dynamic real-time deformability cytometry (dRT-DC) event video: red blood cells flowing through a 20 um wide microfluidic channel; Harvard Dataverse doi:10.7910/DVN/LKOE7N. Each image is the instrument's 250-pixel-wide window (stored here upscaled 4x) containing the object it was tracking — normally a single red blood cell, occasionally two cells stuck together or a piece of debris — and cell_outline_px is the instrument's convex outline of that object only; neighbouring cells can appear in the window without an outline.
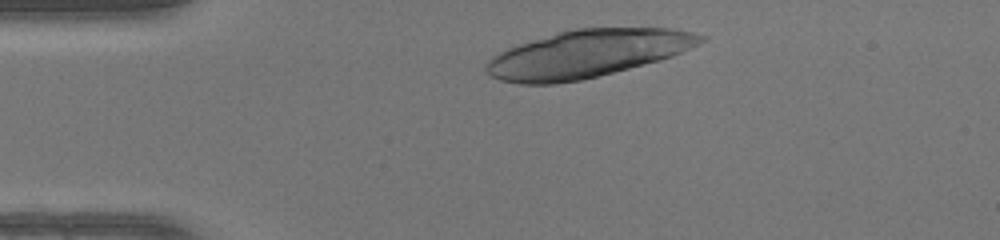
{"species": "human", "species_latin": "Homo sapiens", "temperature_condition": "warm", "stored_images_in_passage": 19, "camera_frame_rate_fps": 3000, "um_per_image_px": 0.085, "donor": {"sex": "female"}, "frame": {"image": 1, "passage_image": 3, "time_ms": 0.667, "image_size_px": [1000, 240], "cell_outline_px": [[708, 36], [704, 40], [672, 56], [660, 60], [580, 80], [556, 84], [520, 84], [500, 80], [484, 72], [484, 64], [492, 56], [516, 44], [556, 32], [572, 28], [672, 28], [692, 32]], "centroid_in_image_um": [49.84, 4.56], "position_along_channel_um": 35.2, "area_um2": 59.3}}